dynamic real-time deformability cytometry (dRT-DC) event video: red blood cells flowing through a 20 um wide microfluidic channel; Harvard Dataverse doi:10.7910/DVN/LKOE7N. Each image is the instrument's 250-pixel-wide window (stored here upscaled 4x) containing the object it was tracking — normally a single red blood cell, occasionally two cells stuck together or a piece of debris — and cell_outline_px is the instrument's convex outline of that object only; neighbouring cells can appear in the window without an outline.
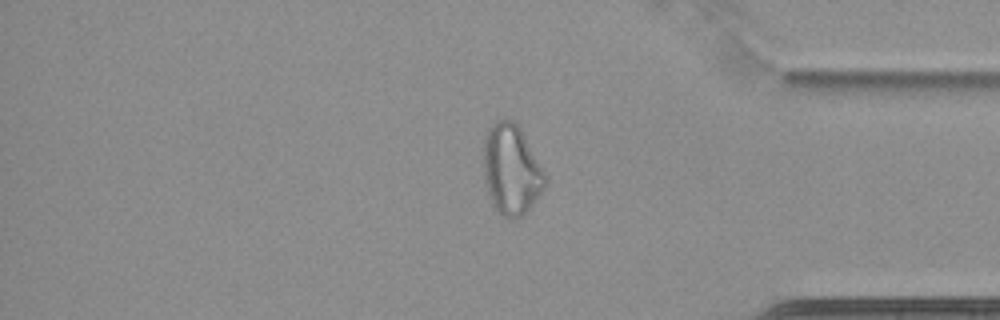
{"species": "common noctule bat (a hibernating species)", "species_latin": "Nyctalus noctula", "temperature_condition": "cold", "stored_images_in_passage": 62, "camera_frame_rate_fps": 3000, "um_per_image_px": 0.085, "animal": {"sex": "female", "body_mass_g": 22.7, "forearm_length_mm": 54.2}, "frame": {"image": 1, "passage_image": 53, "time_ms": 17.333, "image_size_px": [1000, 320], "cell_outline_px": [[548, 180], [544, 188], [532, 204], [520, 216], [504, 216], [496, 212], [492, 208], [484, 184], [484, 136], [488, 128], [496, 120], [516, 120], [548, 176]], "centroid_in_image_um": [43.45, 14.39], "position_along_channel_um": 391.7, "area_um2": 32.71}}